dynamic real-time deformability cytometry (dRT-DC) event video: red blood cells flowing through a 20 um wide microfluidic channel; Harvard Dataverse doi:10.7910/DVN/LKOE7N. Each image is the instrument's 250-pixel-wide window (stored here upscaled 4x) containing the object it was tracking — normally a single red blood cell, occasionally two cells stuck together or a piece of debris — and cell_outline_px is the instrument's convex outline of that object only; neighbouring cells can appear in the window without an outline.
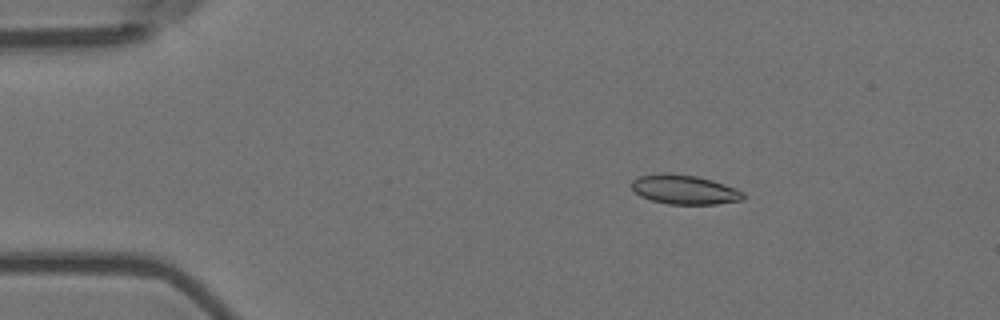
{"species": "Egyptian fruit bat (a non-hibernating species)", "species_latin": "Rousettus aegyptiacus", "temperature_condition": "room temperature", "stored_images_in_passage": 4, "camera_frame_rate_fps": 3000, "um_per_image_px": 0.085, "animal": {"sex": "female"}, "frame": {"image": 1, "passage_image": 2, "time_ms": 0.333, "image_size_px": [1000, 320], "cell_outline_px": [[744, 200], [716, 204], [668, 204], [652, 200], [640, 196], [632, 188], [632, 180], [640, 176], [668, 172], [696, 176], [712, 180], [736, 188], [744, 192]], "centroid_in_image_um": [58.2, 16.11], "position_along_channel_um": 26.8, "area_um2": 19.07}}